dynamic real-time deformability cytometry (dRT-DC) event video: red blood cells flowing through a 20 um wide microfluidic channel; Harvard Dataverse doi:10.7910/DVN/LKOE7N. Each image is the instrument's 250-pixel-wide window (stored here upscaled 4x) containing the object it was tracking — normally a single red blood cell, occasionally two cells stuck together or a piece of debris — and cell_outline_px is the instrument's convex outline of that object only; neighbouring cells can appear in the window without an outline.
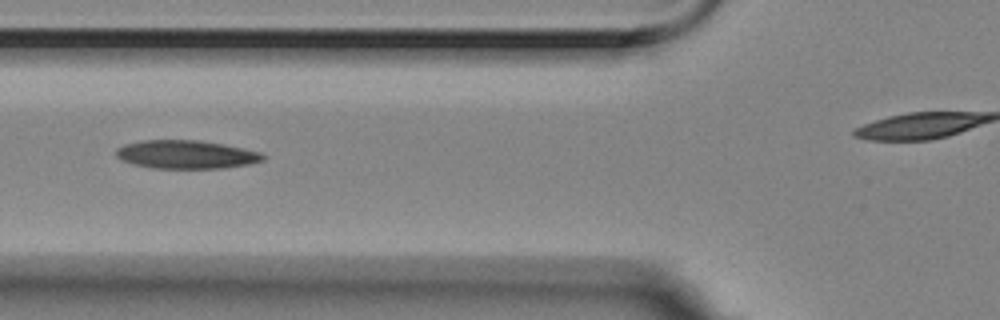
{"species": "Egyptian fruit bat (a non-hibernating species)", "species_latin": "Rousettus aegyptiacus", "temperature_condition": "room temperature", "stored_images_in_passage": 17, "camera_frame_rate_fps": 3000, "um_per_image_px": 0.085, "animal": {"sex": "female"}, "frame": {"image": 1, "passage_image": 5, "time_ms": 1.333, "image_size_px": [1000, 320], "cell_outline_px": [[268, 156], [264, 160], [248, 164], [224, 168], [152, 168], [132, 164], [116, 156], [116, 148], [124, 144], [140, 140], [200, 140], [224, 144], [244, 148], [260, 152]], "centroid_in_image_um": [15.84, 13.12], "position_along_channel_um": 110.0, "area_um2": 24.45}}
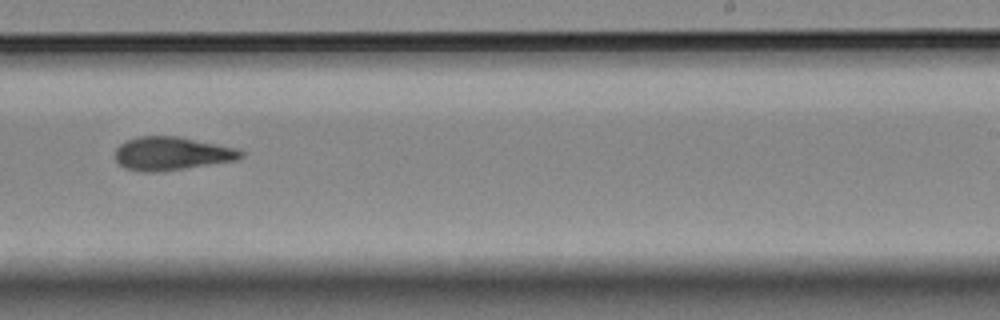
{"frame": {"image": 2, "passage_image": 9, "time_ms": 2.667, "image_size_px": [1000, 320], "cell_outline_px": [[244, 156], [236, 160], [184, 168], [152, 172], [144, 172], [124, 168], [116, 160], [116, 148], [124, 140], [140, 136], [180, 136], [236, 148], [244, 152]], "centroid_in_image_um": [14.58, 13.03], "position_along_channel_um": 274.4, "area_um2": 24.33}}
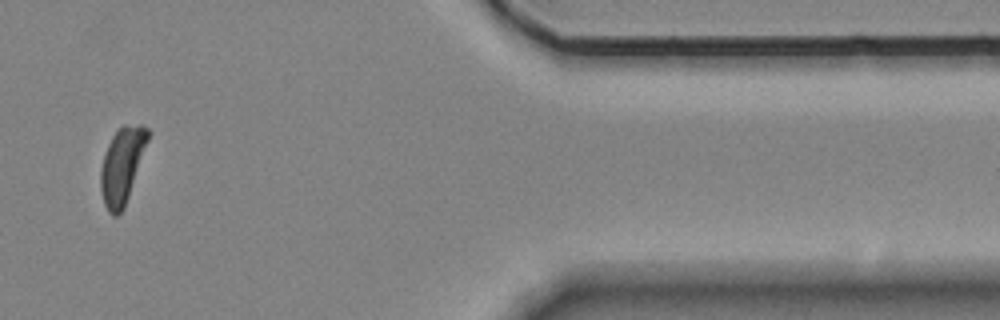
{"frame": {"image": 3, "passage_image": 14, "time_ms": 4.333, "image_size_px": [1000, 320], "cell_outline_px": [[152, 132], [124, 208], [116, 216], [112, 216], [108, 212], [104, 204], [100, 188], [100, 172], [104, 152], [112, 136], [124, 124], [140, 124], [148, 128]], "centroid_in_image_um": [10.39, 14.03], "position_along_channel_um": 401.0, "area_um2": 21.1}}